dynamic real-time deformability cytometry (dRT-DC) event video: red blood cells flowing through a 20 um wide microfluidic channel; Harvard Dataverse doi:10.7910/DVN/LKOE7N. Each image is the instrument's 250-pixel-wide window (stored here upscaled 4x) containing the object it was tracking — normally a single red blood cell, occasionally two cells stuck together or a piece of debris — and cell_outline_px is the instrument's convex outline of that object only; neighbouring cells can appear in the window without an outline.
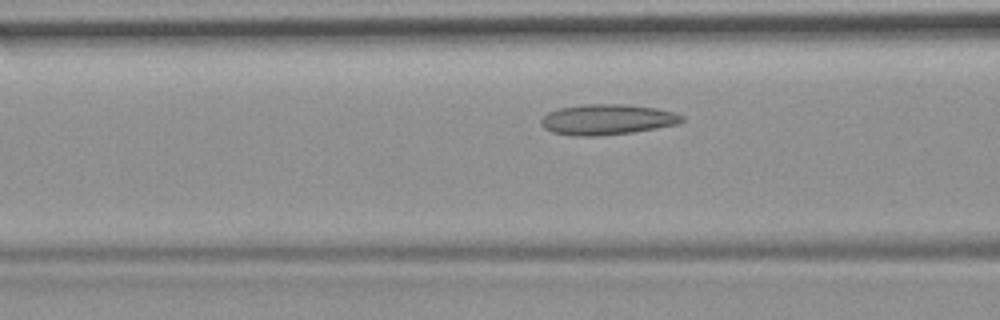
{"species": "common noctule bat (a hibernating species)", "species_latin": "Nyctalus noctula", "temperature_condition": "room temperature", "stored_images_in_passage": 41, "camera_frame_rate_fps": 3000, "um_per_image_px": 0.085, "animal": {"sex": "female", "body_mass_g": 19.9}, "frame": {"image": 1, "passage_image": 7, "time_ms": 2.0, "image_size_px": [1000, 320], "cell_outline_px": [[684, 120], [676, 124], [656, 128], [632, 132], [596, 136], [572, 136], [552, 132], [544, 128], [540, 124], [540, 120], [548, 112], [560, 108], [584, 104], [624, 104], [656, 108], [672, 112], [684, 116]], "centroid_in_image_um": [51.57, 10.16], "position_along_channel_um": 115.0, "area_um2": 24.97}}
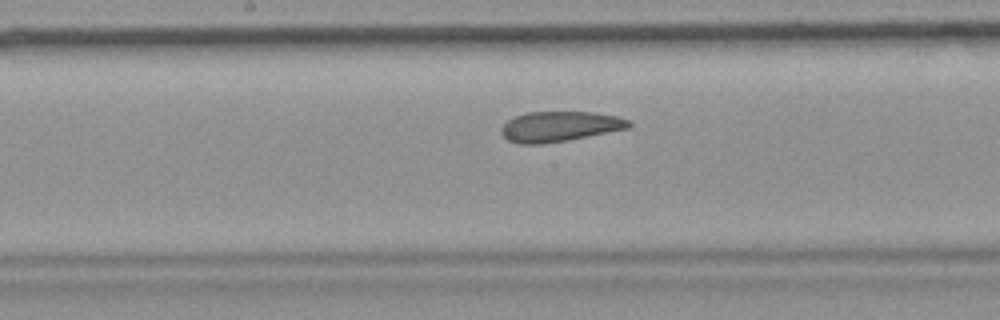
{"frame": {"image": 2, "passage_image": 14, "time_ms": 4.333, "image_size_px": [1000, 320], "cell_outline_px": [[632, 124], [628, 128], [608, 132], [564, 140], [540, 144], [520, 144], [508, 140], [500, 132], [500, 128], [508, 120], [516, 116], [528, 112], [592, 112], [616, 116], [632, 120]], "centroid_in_image_um": [47.56, 10.74], "position_along_channel_um": 200.6, "area_um2": 22.2}}
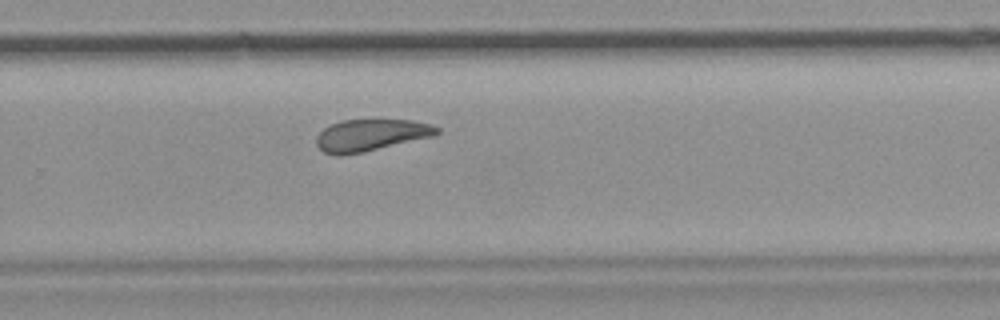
{"frame": {"image": 3, "passage_image": 22, "time_ms": 7.0, "image_size_px": [1000, 320], "cell_outline_px": [[440, 132], [436, 136], [364, 152], [340, 156], [336, 156], [324, 152], [316, 144], [316, 136], [324, 128], [332, 124], [344, 120], [412, 120], [432, 124], [440, 128]], "centroid_in_image_um": [31.56, 11.49], "position_along_channel_um": 298.2, "area_um2": 22.54}, "authors_computed_cell_mechanics": {"area_um2": 23.12, "velocity_mm_per_s": 3.6746, "shape_relaxation_time_tau1_ms": null, "shape_relaxation_time_tau2_ms": 3.8852, "deformation_change_tau1": null, "deformation_change_tau2": 0.1204}}